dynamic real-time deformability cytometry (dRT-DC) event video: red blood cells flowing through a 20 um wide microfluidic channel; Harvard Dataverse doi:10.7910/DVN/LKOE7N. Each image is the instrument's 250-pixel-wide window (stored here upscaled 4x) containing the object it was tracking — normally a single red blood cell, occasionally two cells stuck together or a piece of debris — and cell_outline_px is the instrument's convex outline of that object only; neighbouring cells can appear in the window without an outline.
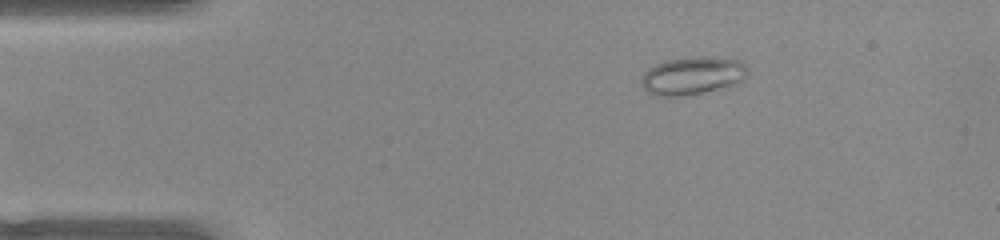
{"species": "common noctule bat (a hibernating species)", "species_latin": "Nyctalus noctula", "temperature_condition": "warm", "stored_images_in_passage": 44, "camera_frame_rate_fps": 3000, "um_per_image_px": 0.085, "animal": {"sex": "female", "body_mass_g": 22.0, "forearm_length_mm": 56.7}, "frame": {"image": 1, "passage_image": 1, "time_ms": 0.0, "image_size_px": [1000, 240], "cell_outline_px": [[748, 72], [744, 80], [732, 84], [700, 92], [680, 96], [656, 96], [648, 92], [644, 88], [640, 80], [644, 72], [648, 68], [656, 64], [668, 60], [688, 56], [712, 56], [740, 60], [748, 68]], "centroid_in_image_um": [58.85, 6.4], "position_along_channel_um": 26.2, "area_um2": 23.41}}
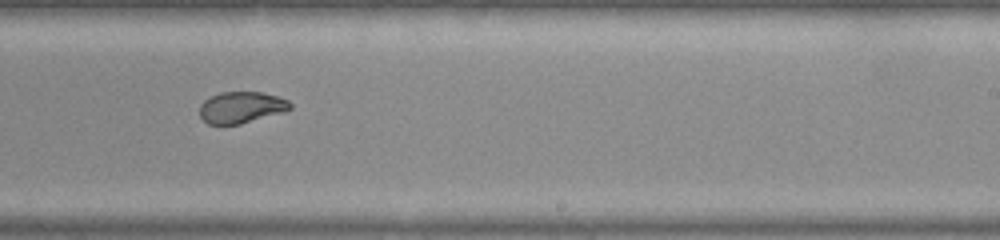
{"frame": {"image": 2, "passage_image": 24, "time_ms": 7.667, "image_size_px": [1000, 240], "cell_outline_px": [[292, 108], [284, 112], [240, 124], [208, 124], [200, 116], [200, 104], [208, 96], [220, 92], [260, 92], [276, 96], [288, 100], [292, 104]], "centroid_in_image_um": [20.5, 9.12], "position_along_channel_um": 268.5, "area_um2": 16.65}}
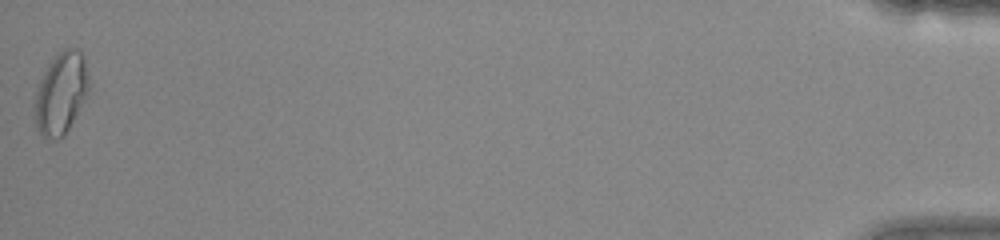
{"frame": {"image": 3, "passage_image": 44, "time_ms": 14.333, "image_size_px": [1000, 240], "cell_outline_px": [[88, 88], [64, 136], [44, 140], [36, 128], [32, 104], [36, 92], [48, 64], [52, 56], [64, 48], [76, 48], [84, 56], [88, 76]], "centroid_in_image_um": [5.12, 7.91], "position_along_channel_um": 430.1, "area_um2": 25.55}, "authors_computed_cell_mechanics": {"area_um2": 18.4093, "velocity_mm_per_s": 3.9582, "shape_relaxation_time_tau1_ms": null, "shape_relaxation_time_tau2_ms": 1.0185, "deformation_change_tau1": null, "deformation_change_tau2": 0.0556}}